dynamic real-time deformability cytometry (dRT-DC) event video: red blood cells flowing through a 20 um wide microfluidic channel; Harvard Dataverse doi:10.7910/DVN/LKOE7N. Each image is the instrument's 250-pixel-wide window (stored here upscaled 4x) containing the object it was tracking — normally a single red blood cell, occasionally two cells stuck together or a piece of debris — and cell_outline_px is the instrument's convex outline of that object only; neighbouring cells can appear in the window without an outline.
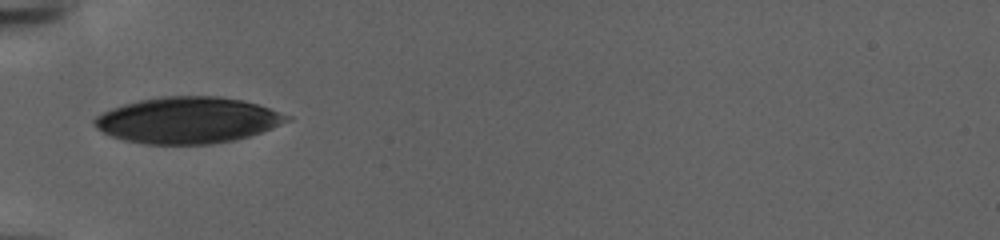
{"species": "human", "species_latin": "Homo sapiens", "temperature_condition": "warm", "stored_images_in_passage": 8, "camera_frame_rate_fps": 3000, "um_per_image_px": 0.085, "donor": {"sex": "female"}, "frame": {"image": 1, "passage_image": 1, "time_ms": 0.0, "image_size_px": [1000, 240], "cell_outline_px": [[292, 120], [272, 128], [236, 140], [212, 144], [144, 144], [124, 140], [112, 136], [96, 128], [92, 124], [92, 120], [96, 116], [112, 108], [124, 104], [140, 100], [160, 96], [220, 96], [244, 100], [292, 116]], "centroid_in_image_um": [15.96, 10.21], "position_along_channel_um": 69.0, "area_um2": 51.96}}
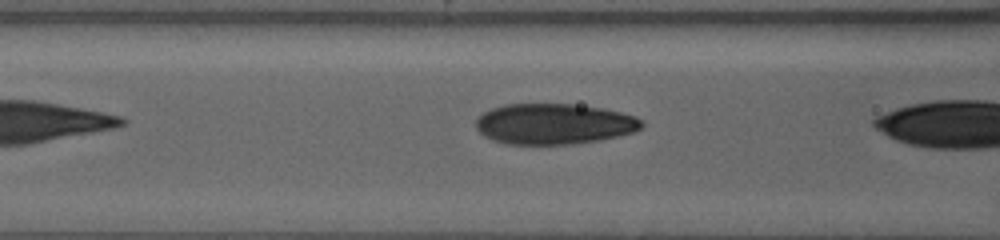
{"frame": {"image": 2, "passage_image": 5, "time_ms": 1.333, "image_size_px": [1000, 240], "cell_outline_px": [[644, 124], [636, 132], [600, 140], [572, 144], [508, 144], [492, 140], [484, 136], [476, 128], [476, 120], [484, 112], [492, 108], [504, 104], [572, 104], [604, 108], [636, 116], [644, 120]], "centroid_in_image_um": [47.12, 10.53], "position_along_channel_um": 119.5, "area_um2": 39.54}}